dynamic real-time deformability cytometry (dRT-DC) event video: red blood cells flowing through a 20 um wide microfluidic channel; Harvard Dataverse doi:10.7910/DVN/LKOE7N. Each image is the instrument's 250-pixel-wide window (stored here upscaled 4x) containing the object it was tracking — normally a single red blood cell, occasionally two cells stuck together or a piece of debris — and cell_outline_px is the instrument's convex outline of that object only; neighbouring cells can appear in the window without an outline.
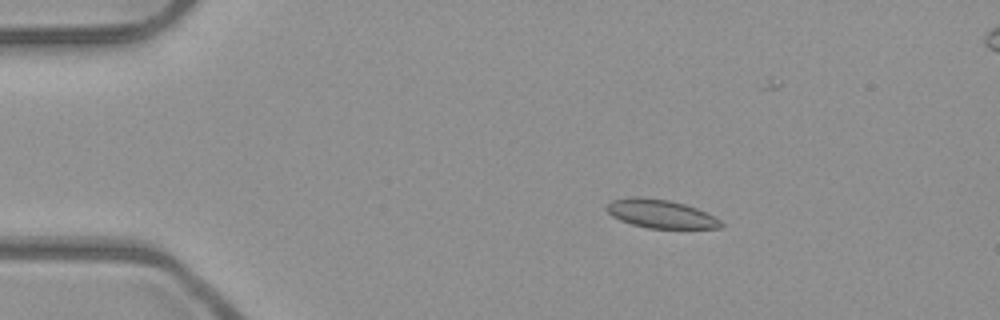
{"species": "common noctule bat (a hibernating species)", "species_latin": "Nyctalus noctula", "temperature_condition": "room temperature", "stored_images_in_passage": 5, "camera_frame_rate_fps": 3000, "um_per_image_px": 0.085, "animal": {"sex": "male", "body_mass_g": 23.1, "forearm_length_mm": 52.7}, "frame": {"image": 1, "passage_image": 3, "time_ms": 0.667, "image_size_px": [1000, 320], "cell_outline_px": [[724, 228], [648, 228], [632, 224], [620, 220], [612, 216], [604, 208], [612, 200], [628, 196], [644, 196], [668, 200], [684, 204], [696, 208], [720, 220], [724, 224]], "centroid_in_image_um": [56.12, 18.16], "position_along_channel_um": 28.9, "area_um2": 19.02}}